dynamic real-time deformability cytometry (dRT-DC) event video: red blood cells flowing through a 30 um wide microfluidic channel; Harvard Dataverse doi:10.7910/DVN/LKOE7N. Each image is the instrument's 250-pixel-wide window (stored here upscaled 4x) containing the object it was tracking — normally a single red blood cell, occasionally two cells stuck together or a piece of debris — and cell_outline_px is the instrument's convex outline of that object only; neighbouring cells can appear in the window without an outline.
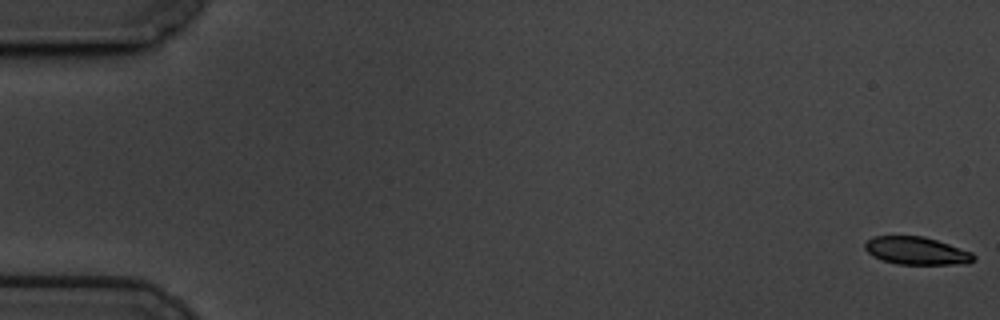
{"species": "common noctule bat (a hibernating species)", "species_latin": "Nyctalus noctula", "temperature_condition": "cold", "stored_images_in_passage": 59, "camera_frame_rate_fps": 3000, "um_per_image_px": 0.085, "animal": {"sex": "male", "body_mass_g": 19.5, "forearm_length_mm": 54.6}, "frame": {"image": 1, "passage_image": 1, "time_ms": 0.0, "image_size_px": [1000, 320], "cell_outline_px": [[976, 260], [968, 264], [896, 264], [880, 260], [872, 256], [864, 248], [864, 244], [872, 236], [924, 236], [972, 252], [976, 256]], "centroid_in_image_um": [77.9, 21.33], "position_along_channel_um": 7.1, "area_um2": 17.74}}
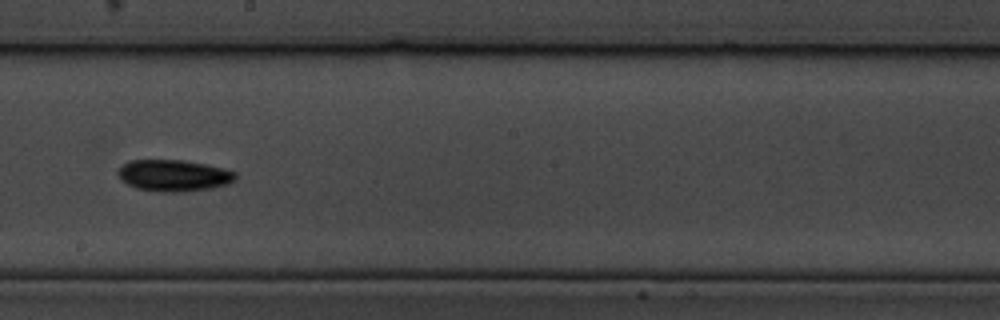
{"frame": {"image": 2, "passage_image": 34, "time_ms": 11.0, "image_size_px": [1000, 320], "cell_outline_px": [[236, 180], [228, 184], [212, 188], [184, 192], [160, 192], [136, 188], [120, 180], [116, 172], [128, 160], [184, 160], [204, 164], [236, 172]], "centroid_in_image_um": [14.75, 14.93], "position_along_channel_um": 233.5, "area_um2": 21.68}}
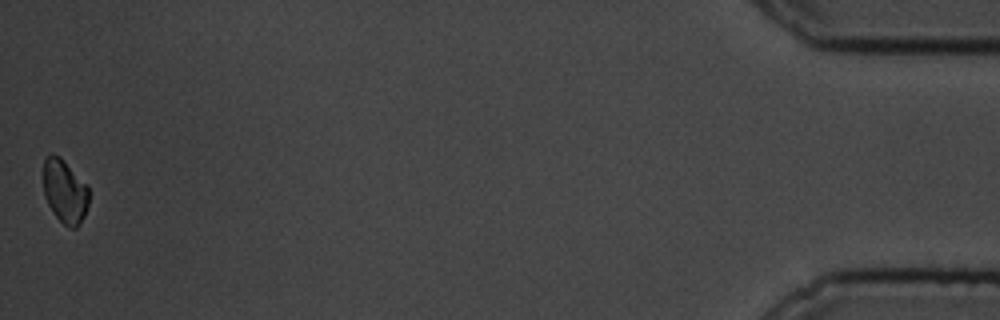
{"frame": {"image": 3, "passage_image": 59, "time_ms": 19.333, "image_size_px": [1000, 320], "cell_outline_px": [[88, 204], [84, 216], [80, 224], [76, 228], [68, 228], [52, 212], [44, 196], [44, 160], [52, 152], [60, 156], [88, 184]], "centroid_in_image_um": [5.52, 16.25], "position_along_channel_um": 429.7, "area_um2": 17.05}, "authors_computed_cell_mechanics": {"area_um2": 19.5364, "velocity_mm_per_s": 3.4389, "shape_relaxation_time_tau1_ms": 2.2699, "shape_relaxation_time_tau2_ms": null, "deformation_change_tau1": 0.101, "deformation_change_tau2": null}}